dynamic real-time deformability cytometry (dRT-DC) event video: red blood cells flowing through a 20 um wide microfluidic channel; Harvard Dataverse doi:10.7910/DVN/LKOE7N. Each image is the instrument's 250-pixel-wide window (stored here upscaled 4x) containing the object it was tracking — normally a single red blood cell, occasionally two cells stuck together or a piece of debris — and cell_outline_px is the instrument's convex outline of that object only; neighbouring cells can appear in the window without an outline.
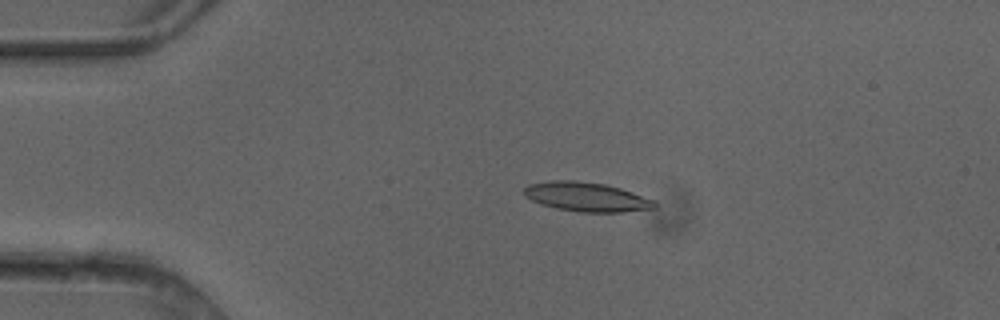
{"species": "common noctule bat (a hibernating species)", "species_latin": "Nyctalus noctula", "temperature_condition": "cold", "stored_images_in_passage": 5, "camera_frame_rate_fps": 3000, "um_per_image_px": 0.085, "animal": {"sex": "female"}, "frame": {"image": 1, "passage_image": 4, "time_ms": 1.0, "image_size_px": [1000, 320], "cell_outline_px": [[660, 204], [656, 208], [624, 212], [580, 212], [556, 208], [540, 204], [524, 196], [524, 188], [528, 184], [548, 180], [576, 180], [604, 184], [620, 188], [656, 200]], "centroid_in_image_um": [49.88, 16.73], "position_along_channel_um": 35.1, "area_um2": 22.54}}